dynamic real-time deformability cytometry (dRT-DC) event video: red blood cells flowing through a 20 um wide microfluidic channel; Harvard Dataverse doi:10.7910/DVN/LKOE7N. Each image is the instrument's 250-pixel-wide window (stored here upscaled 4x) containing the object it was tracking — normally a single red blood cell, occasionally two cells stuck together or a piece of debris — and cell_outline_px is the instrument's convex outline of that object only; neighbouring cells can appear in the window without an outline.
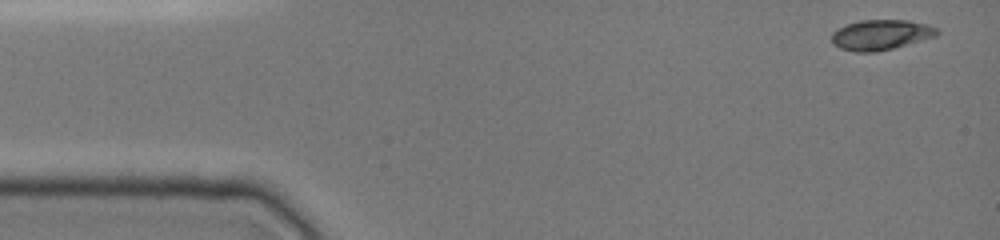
{"species": "common noctule bat (a hibernating species)", "species_latin": "Nyctalus noctula", "temperature_condition": "cold", "stored_images_in_passage": 41, "camera_frame_rate_fps": 3000, "um_per_image_px": 0.085, "animal": {"sex": "female", "body_mass_g": 19.0, "forearm_length_mm": 51.5}, "frame": {"image": 1, "passage_image": 1, "time_ms": 0.0, "image_size_px": [1000, 240], "cell_outline_px": [[940, 32], [936, 36], [892, 48], [876, 52], [856, 52], [840, 48], [832, 44], [832, 32], [836, 28], [860, 20], [908, 20], [928, 24], [936, 28]], "centroid_in_image_um": [74.85, 2.95], "position_along_channel_um": 10.2, "area_um2": 18.55}}
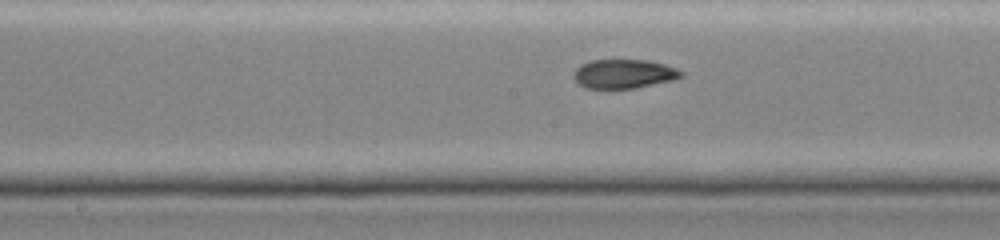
{"frame": {"image": 2, "passage_image": 23, "time_ms": 7.333, "image_size_px": [1000, 240], "cell_outline_px": [[684, 76], [672, 80], [636, 88], [604, 92], [588, 88], [580, 84], [572, 76], [572, 72], [580, 64], [592, 60], [648, 60], [664, 64], [676, 68], [684, 72]], "centroid_in_image_um": [52.98, 6.32], "position_along_channel_um": 195.2, "area_um2": 18.9}}
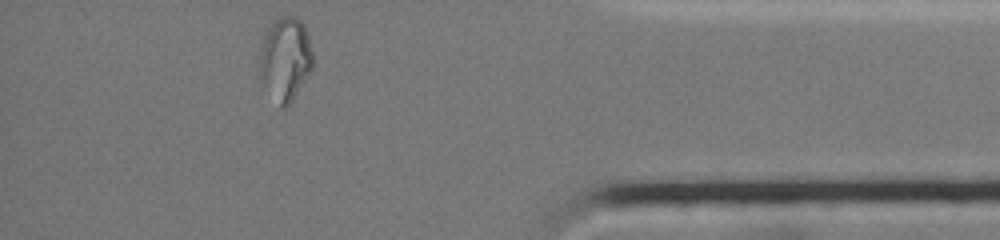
{"frame": {"image": 3, "passage_image": 41, "time_ms": 13.333, "image_size_px": [1000, 240], "cell_outline_px": [[312, 68], [292, 100], [284, 108], [280, 108], [264, 80], [260, 72], [260, 56], [264, 32], [280, 16], [292, 16], [300, 20], [304, 24], [308, 36], [312, 52]], "centroid_in_image_um": [24.27, 4.96], "position_along_channel_um": 410.9, "area_um2": 25.09}, "authors_computed_cell_mechanics": {"area_um2": 18.785, "velocity_mm_per_s": 3.971, "shape_relaxation_time_tau1_ms": null, "shape_relaxation_time_tau2_ms": 1.4844, "deformation_change_tau1": null, "deformation_change_tau2": 0.0457}}